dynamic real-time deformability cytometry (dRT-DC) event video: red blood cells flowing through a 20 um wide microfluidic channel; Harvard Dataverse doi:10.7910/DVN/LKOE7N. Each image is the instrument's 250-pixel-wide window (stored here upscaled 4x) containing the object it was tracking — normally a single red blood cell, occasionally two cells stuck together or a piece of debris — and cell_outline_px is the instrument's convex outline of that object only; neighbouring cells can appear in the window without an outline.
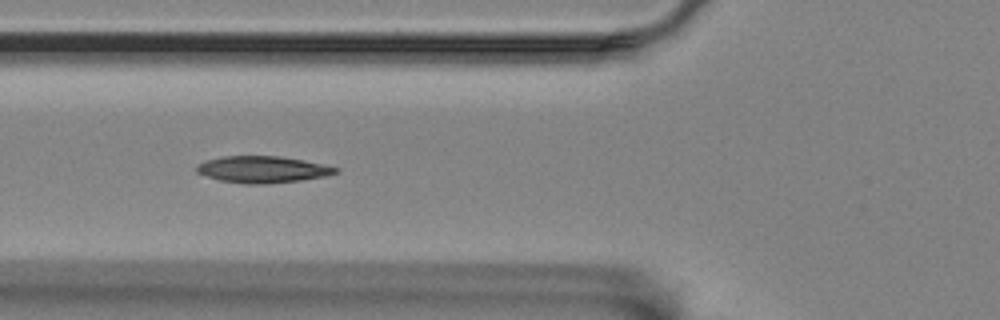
{"species": "Egyptian fruit bat (a non-hibernating species)", "species_latin": "Rousettus aegyptiacus", "temperature_condition": "room temperature", "stored_images_in_passage": 9, "camera_frame_rate_fps": 3000, "um_per_image_px": 0.085, "animal": {"sex": "female"}, "frame": {"image": 1, "passage_image": 6, "time_ms": 5.667, "image_size_px": [1000, 320], "cell_outline_px": [[340, 172], [324, 176], [300, 180], [264, 184], [244, 184], [220, 180], [196, 172], [196, 168], [200, 164], [208, 160], [224, 156], [280, 156], [304, 160], [340, 168]], "centroid_in_image_um": [22.36, 14.4], "position_along_channel_um": 103.4, "area_um2": 21.39}}
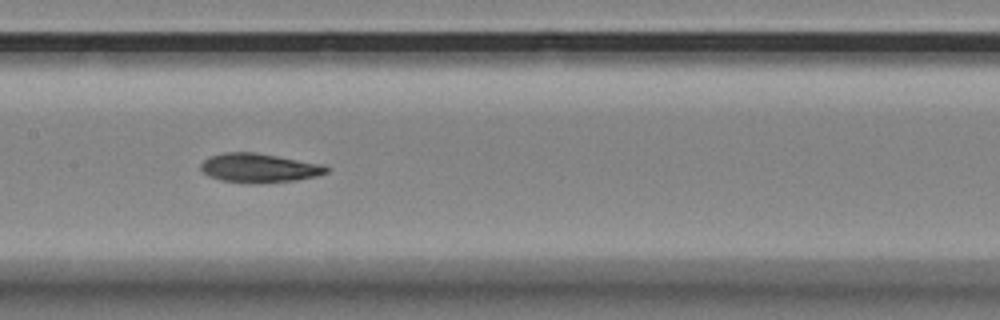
{"frame": {"image": 2, "passage_image": 8, "time_ms": 8.0, "image_size_px": [1000, 320], "cell_outline_px": [[328, 172], [316, 176], [296, 180], [248, 184], [220, 180], [208, 176], [200, 168], [200, 164], [204, 160], [212, 156], [224, 152], [252, 152], [324, 164], [328, 168]], "centroid_in_image_um": [22.01, 14.28], "position_along_channel_um": 185.4, "area_um2": 21.21}}
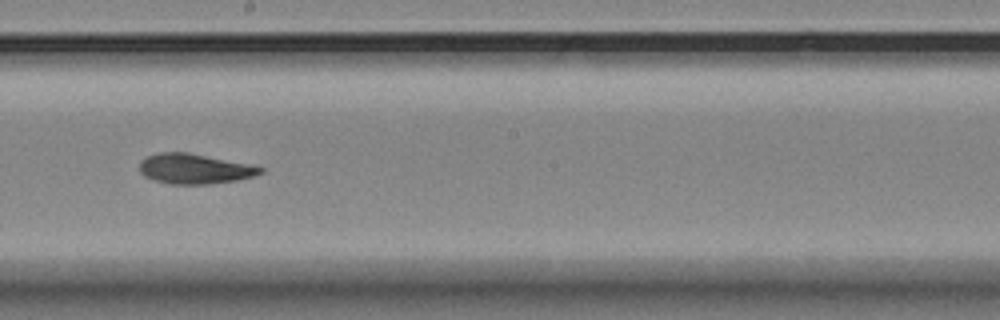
{"frame": {"image": 3, "passage_image": 9, "time_ms": 9.333, "image_size_px": [1000, 320], "cell_outline_px": [[264, 172], [252, 176], [236, 180], [208, 184], [168, 184], [152, 180], [144, 176], [140, 172], [140, 160], [148, 156], [160, 152], [188, 152], [252, 164], [264, 168]], "centroid_in_image_um": [16.53, 14.34], "position_along_channel_um": 231.7, "area_um2": 21.33}}